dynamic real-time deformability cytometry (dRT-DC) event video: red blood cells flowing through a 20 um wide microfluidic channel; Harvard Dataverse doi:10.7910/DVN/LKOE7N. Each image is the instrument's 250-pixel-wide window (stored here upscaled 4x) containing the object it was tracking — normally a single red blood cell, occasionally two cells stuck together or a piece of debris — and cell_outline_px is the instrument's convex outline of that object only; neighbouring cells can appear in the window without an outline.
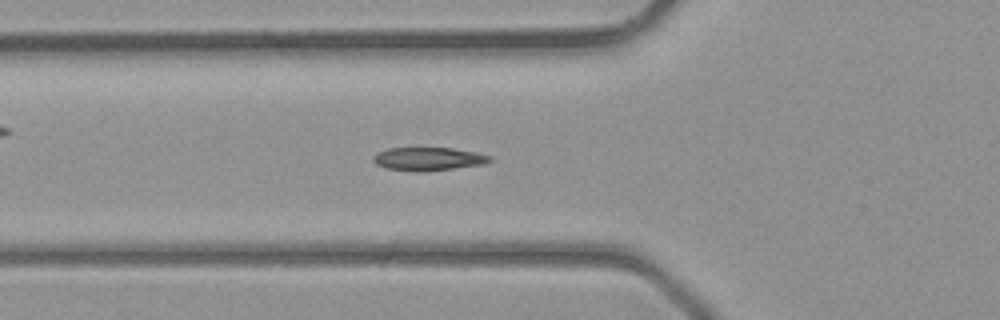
{"species": "common noctule bat (a hibernating species)", "species_latin": "Nyctalus noctula", "temperature_condition": "room temperature", "stored_images_in_passage": 41, "camera_frame_rate_fps": 3000, "um_per_image_px": 0.085, "animal": {"sex": "male", "body_mass_g": 23.1, "forearm_length_mm": 52.7}, "frame": {"image": 1, "passage_image": 14, "time_ms": 4.333, "image_size_px": [1000, 320], "cell_outline_px": [[492, 160], [484, 164], [452, 168], [416, 172], [384, 168], [376, 164], [372, 160], [372, 156], [376, 152], [388, 148], [452, 148], [476, 152], [492, 156]], "centroid_in_image_um": [36.36, 13.5], "position_along_channel_um": 89.4, "area_um2": 15.84}}
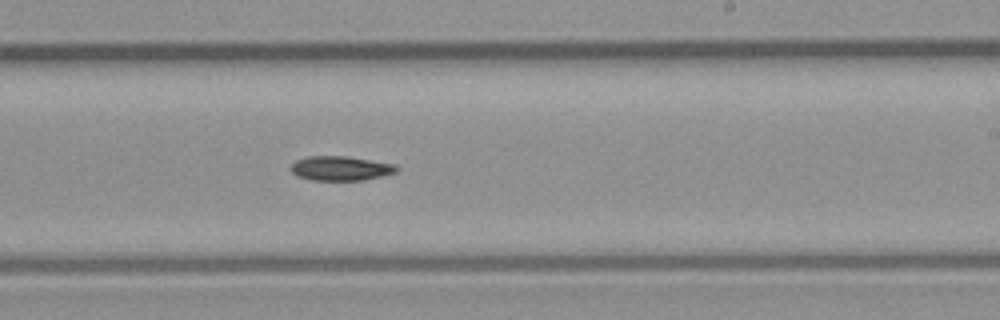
{"frame": {"image": 2, "passage_image": 24, "time_ms": 7.667, "image_size_px": [1000, 320], "cell_outline_px": [[400, 168], [396, 172], [380, 176], [360, 180], [312, 180], [296, 176], [288, 168], [296, 160], [308, 156], [348, 156], [396, 164]], "centroid_in_image_um": [28.93, 14.3], "position_along_channel_um": 260.1, "area_um2": 15.14}}
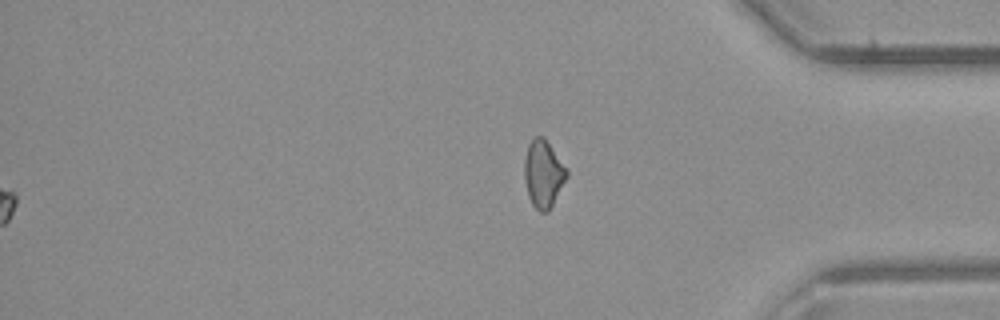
{"frame": {"image": 3, "passage_image": 41, "time_ms": 13.333, "image_size_px": [1000, 320], "cell_outline_px": [[568, 176], [548, 212], [540, 212], [532, 204], [528, 196], [524, 180], [524, 160], [528, 144], [536, 136], [544, 136], [568, 168]], "centroid_in_image_um": [46.19, 14.75], "position_along_channel_um": 389.0, "area_um2": 16.82}}